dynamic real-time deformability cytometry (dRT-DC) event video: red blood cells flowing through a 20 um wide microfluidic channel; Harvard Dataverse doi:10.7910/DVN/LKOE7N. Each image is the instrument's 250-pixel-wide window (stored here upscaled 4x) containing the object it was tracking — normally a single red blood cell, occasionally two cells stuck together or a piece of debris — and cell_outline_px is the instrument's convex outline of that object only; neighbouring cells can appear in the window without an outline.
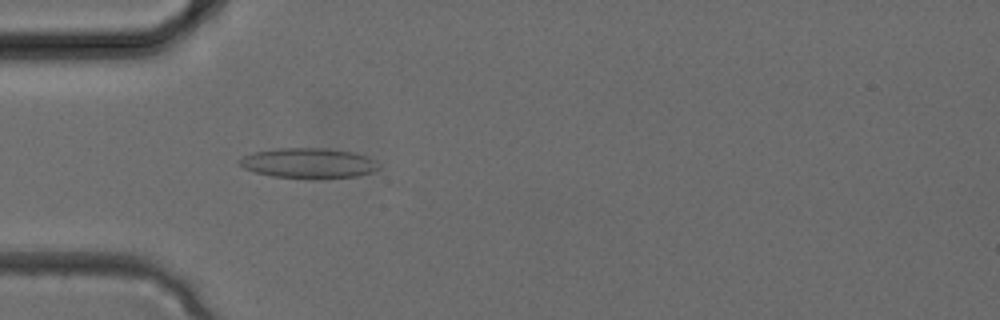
{"species": "common noctule bat (a hibernating species)", "species_latin": "Nyctalus noctula", "temperature_condition": "cold", "stored_images_in_passage": 25, "camera_frame_rate_fps": 3000, "um_per_image_px": 0.085, "animal": {"sex": "female", "body_mass_g": 24.6, "forearm_length_mm": 56.2}, "frame": {"image": 1, "passage_image": 1, "time_ms": 0.0, "image_size_px": [1000, 320], "cell_outline_px": [[380, 168], [372, 172], [356, 176], [272, 176], [256, 172], [244, 168], [236, 160], [240, 156], [256, 152], [276, 148], [328, 148], [356, 152], [368, 156], [376, 160], [380, 164]], "centroid_in_image_um": [26.24, 13.81], "position_along_channel_um": 58.8, "area_um2": 23.93}}
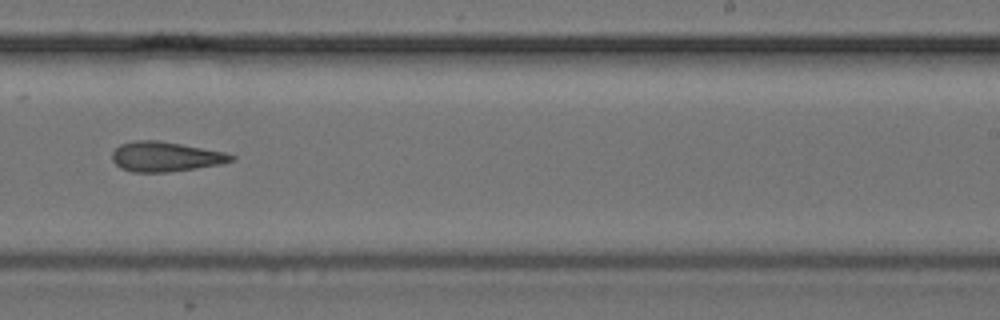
{"frame": {"image": 2, "passage_image": 12, "time_ms": 3.667, "image_size_px": [1000, 320], "cell_outline_px": [[236, 160], [220, 164], [196, 168], [168, 172], [132, 172], [120, 168], [112, 160], [112, 152], [120, 144], [136, 140], [160, 140], [228, 152], [236, 156]], "centroid_in_image_um": [14.1, 13.31], "position_along_channel_um": 274.9, "area_um2": 20.98}}
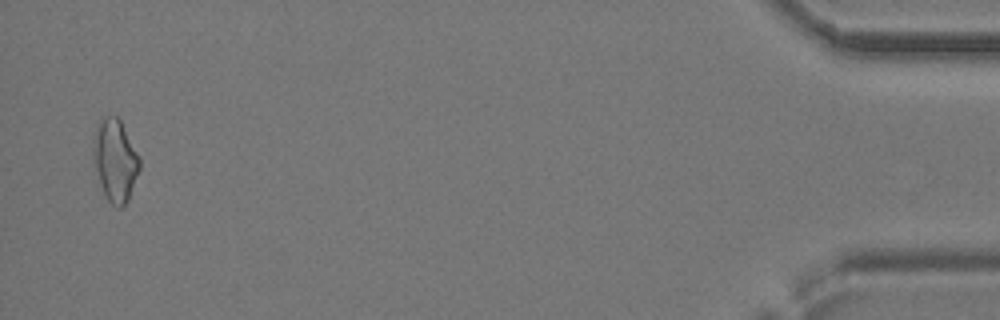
{"frame": {"image": 3, "passage_image": 24, "time_ms": 7.667, "image_size_px": [1000, 320], "cell_outline_px": [[140, 168], [128, 200], [120, 208], [116, 208], [104, 196], [92, 164], [92, 140], [96, 124], [104, 116], [116, 116], [120, 120], [140, 156]], "centroid_in_image_um": [9.74, 13.62], "position_along_channel_um": 425.5, "area_um2": 22.72}}